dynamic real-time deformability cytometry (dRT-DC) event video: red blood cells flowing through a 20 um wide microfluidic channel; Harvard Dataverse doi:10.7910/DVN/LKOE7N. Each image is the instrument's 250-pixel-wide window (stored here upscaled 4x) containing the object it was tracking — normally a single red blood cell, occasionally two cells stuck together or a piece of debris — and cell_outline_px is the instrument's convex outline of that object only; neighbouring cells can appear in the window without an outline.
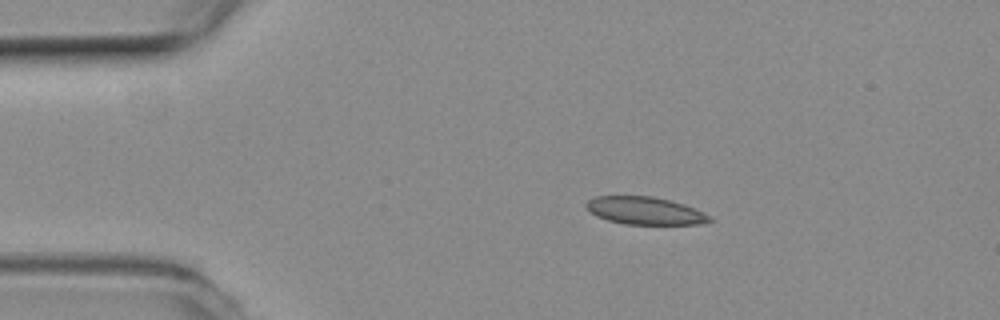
{"species": "common noctule bat (a hibernating species)", "species_latin": "Nyctalus noctula", "temperature_condition": "room temperature", "stored_images_in_passage": 6, "camera_frame_rate_fps": 3000, "um_per_image_px": 0.085, "animal": {"sex": "female", "body_mass_g": 19.3, "forearm_length_mm": 54.1}, "frame": {"image": 1, "passage_image": 1, "time_ms": 0.0, "image_size_px": [1000, 320], "cell_outline_px": [[712, 220], [696, 224], [624, 224], [608, 220], [596, 216], [584, 204], [588, 200], [596, 196], [652, 196], [684, 204], [708, 216]], "centroid_in_image_um": [54.75, 17.9], "position_along_channel_um": 30.3, "area_um2": 19.42}}
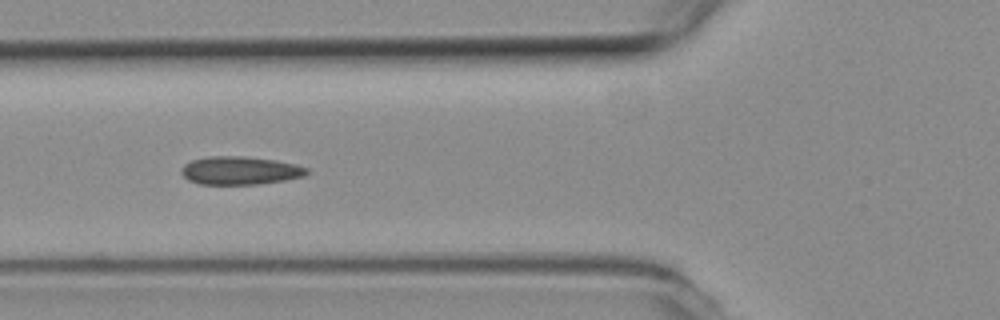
{"frame": {"image": 2, "passage_image": 4, "time_ms": 1.0, "image_size_px": [1000, 320], "cell_outline_px": [[308, 172], [304, 176], [284, 180], [260, 184], [200, 184], [188, 180], [180, 172], [180, 168], [184, 164], [192, 160], [208, 156], [244, 156], [276, 160], [296, 164], [308, 168]], "centroid_in_image_um": [20.39, 14.49], "position_along_channel_um": 105.4, "area_um2": 20.69}}
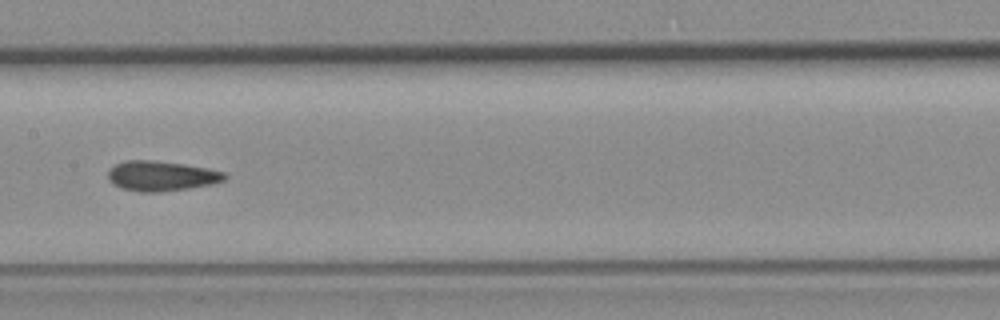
{"frame": {"image": 3, "passage_image": 6, "time_ms": 1.667, "image_size_px": [1000, 320], "cell_outline_px": [[228, 176], [224, 180], [212, 184], [188, 188], [160, 192], [140, 192], [124, 188], [112, 184], [108, 180], [108, 172], [116, 164], [124, 160], [152, 160], [184, 164], [208, 168], [224, 172]], "centroid_in_image_um": [13.72, 14.95], "position_along_channel_um": 193.7, "area_um2": 20.35}}